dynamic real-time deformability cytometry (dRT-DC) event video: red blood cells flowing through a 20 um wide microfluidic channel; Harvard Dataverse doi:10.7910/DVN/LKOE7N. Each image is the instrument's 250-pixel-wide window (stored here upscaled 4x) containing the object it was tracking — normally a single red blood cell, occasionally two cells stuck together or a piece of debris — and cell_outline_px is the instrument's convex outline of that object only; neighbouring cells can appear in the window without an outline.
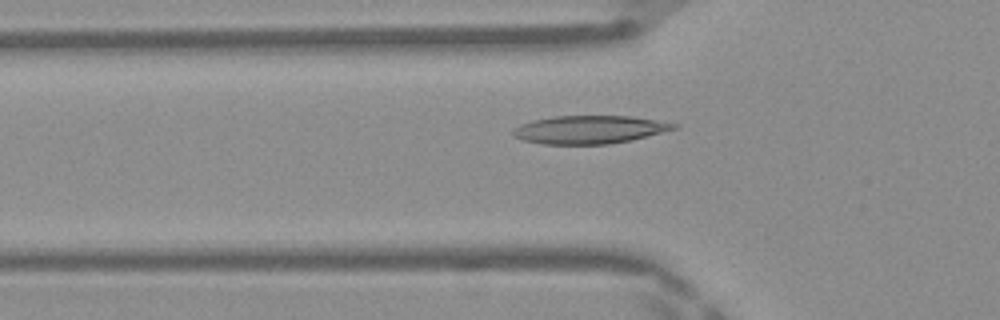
{"species": "Egyptian fruit bat (a non-hibernating species)", "species_latin": "Rousettus aegyptiacus", "temperature_condition": "warm", "stored_images_in_passage": 48, "camera_frame_rate_fps": 3000, "um_per_image_px": 0.085, "frame": {"image": 1, "passage_image": 16, "time_ms": 5.0, "image_size_px": [1000, 320], "cell_outline_px": [[680, 128], [632, 140], [608, 144], [544, 144], [524, 140], [512, 136], [512, 132], [520, 124], [532, 120], [556, 116], [632, 116], [680, 124]], "centroid_in_image_um": [50.15, 11.01], "position_along_channel_um": 75.6, "area_um2": 26.41}}
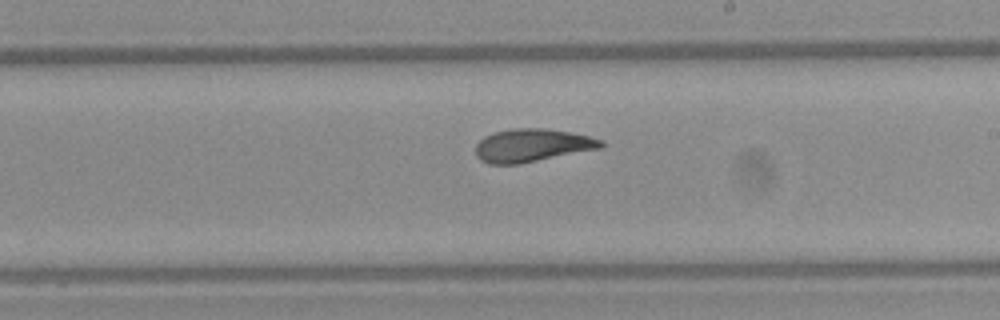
{"frame": {"image": 2, "passage_image": 28, "time_ms": 9.0, "image_size_px": [1000, 320], "cell_outline_px": [[604, 148], [520, 164], [488, 164], [480, 160], [476, 156], [476, 144], [484, 136], [492, 132], [512, 128], [544, 128], [568, 132], [588, 136], [604, 140]], "centroid_in_image_um": [45.23, 12.36], "position_along_channel_um": 243.8, "area_um2": 24.45}}
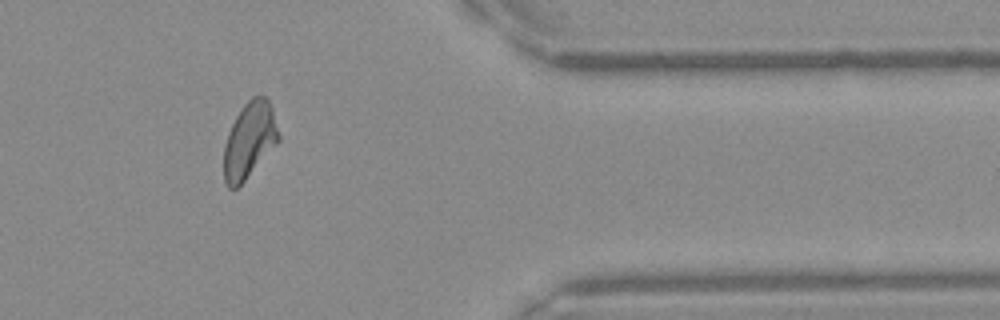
{"frame": {"image": 3, "passage_image": 40, "time_ms": 13.0, "image_size_px": [1000, 320], "cell_outline_px": [[280, 140], [244, 180], [236, 188], [228, 188], [224, 180], [224, 144], [228, 132], [236, 116], [244, 104], [252, 96], [264, 96], [268, 100], [272, 108], [280, 136]], "centroid_in_image_um": [21.19, 11.9], "position_along_channel_um": 390.2, "area_um2": 23.93}, "authors_computed_cell_mechanics": {"area_um2": 24.565, "velocity_mm_per_s": 4.1862, "shape_relaxation_time_tau1_ms": 5.2846, "shape_relaxation_time_tau2_ms": 1.549, "deformation_change_tau1": 0.1781, "deformation_change_tau2": 0.078}}